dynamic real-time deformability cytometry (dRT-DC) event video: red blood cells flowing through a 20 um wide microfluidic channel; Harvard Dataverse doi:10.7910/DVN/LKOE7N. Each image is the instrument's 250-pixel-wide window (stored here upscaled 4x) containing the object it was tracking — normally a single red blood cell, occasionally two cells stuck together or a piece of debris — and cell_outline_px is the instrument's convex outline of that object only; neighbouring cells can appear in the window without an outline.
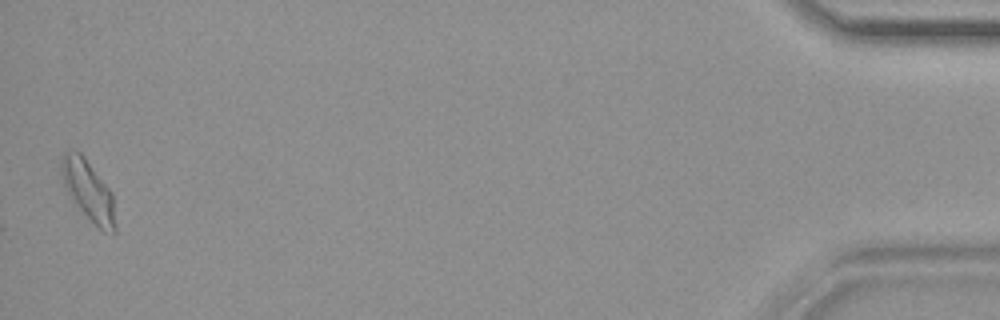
{"species": "common noctule bat (a hibernating species)", "species_latin": "Nyctalus noctula", "temperature_condition": "warm", "stored_images_in_passage": 38, "camera_frame_rate_fps": 3000, "um_per_image_px": 0.085, "animal": {"sex": "female", "body_mass_g": 19.9}, "frame": {"image": 1, "passage_image": 38, "time_ms": 12.333, "image_size_px": [1000, 320], "cell_outline_px": [[116, 232], [104, 232], [80, 208], [68, 192], [64, 184], [60, 172], [60, 164], [64, 152], [80, 152], [84, 156], [112, 192], [116, 228]], "centroid_in_image_um": [7.52, 16.17], "position_along_channel_um": 427.7, "area_um2": 18.32}}